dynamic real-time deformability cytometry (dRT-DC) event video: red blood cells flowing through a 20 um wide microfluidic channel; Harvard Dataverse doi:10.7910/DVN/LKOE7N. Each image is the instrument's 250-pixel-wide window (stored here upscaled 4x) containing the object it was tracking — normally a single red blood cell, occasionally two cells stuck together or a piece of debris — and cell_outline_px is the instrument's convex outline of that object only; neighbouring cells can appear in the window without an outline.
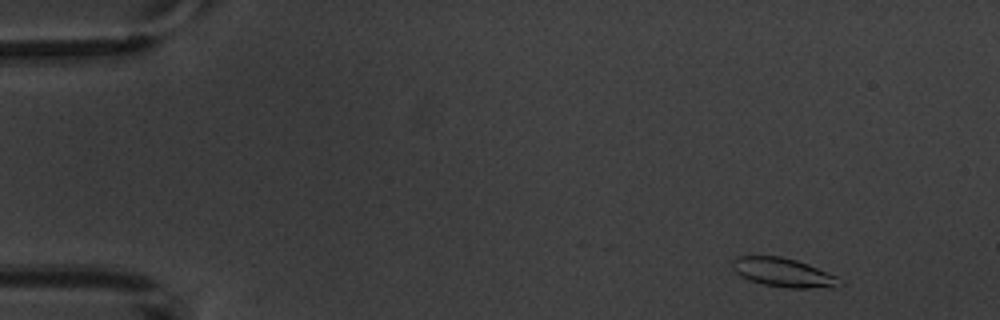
{"species": "common noctule bat (a hibernating species)", "species_latin": "Nyctalus noctula", "temperature_condition": "warm", "stored_images_in_passage": 4, "camera_frame_rate_fps": 3000, "um_per_image_px": 0.085, "animal": {"sex": "male", "body_mass_g": 20.1, "forearm_length_mm": 53.5}, "frame": {"image": 1, "passage_image": 1, "time_ms": 0.0, "image_size_px": [1000, 320], "cell_outline_px": [[844, 284], [836, 288], [788, 288], [764, 284], [748, 280], [740, 276], [732, 268], [732, 260], [736, 256], [780, 256], [796, 260], [808, 264], [836, 276], [844, 280]], "centroid_in_image_um": [66.62, 23.18], "position_along_channel_um": 18.4, "area_um2": 18.32}}